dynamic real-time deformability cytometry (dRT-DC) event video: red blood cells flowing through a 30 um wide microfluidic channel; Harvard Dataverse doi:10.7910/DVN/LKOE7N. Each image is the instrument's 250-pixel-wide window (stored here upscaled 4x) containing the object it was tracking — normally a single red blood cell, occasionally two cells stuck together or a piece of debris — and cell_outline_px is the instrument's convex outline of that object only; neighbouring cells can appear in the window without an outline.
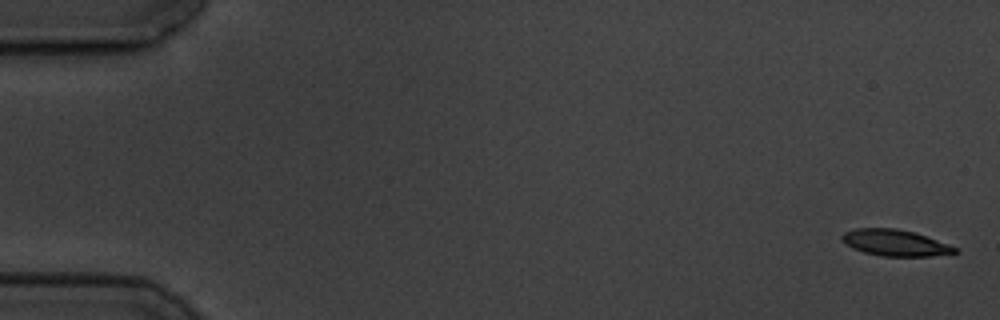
{"species": "common noctule bat (a hibernating species)", "species_latin": "Nyctalus noctula", "temperature_condition": "cold", "stored_images_in_passage": 14, "camera_frame_rate_fps": 3000, "um_per_image_px": 0.085, "animal": {"sex": "male", "body_mass_g": 19.5, "forearm_length_mm": 54.6}, "frame": {"image": 1, "passage_image": 1, "time_ms": 0.0, "image_size_px": [1000, 320], "cell_outline_px": [[960, 252], [932, 256], [880, 256], [864, 252], [852, 248], [840, 240], [840, 236], [844, 232], [856, 228], [896, 228], [916, 232], [956, 248]], "centroid_in_image_um": [76.03, 20.63], "position_along_channel_um": 9.0, "area_um2": 17.34}}
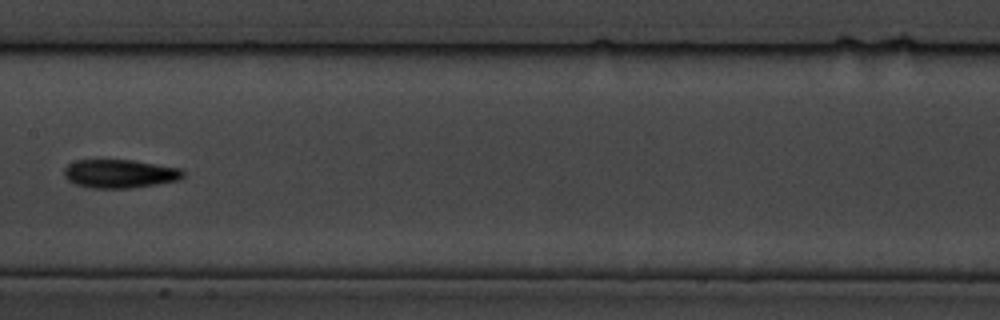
{"frame": {"image": 2, "passage_image": 8, "time_ms": 9.333, "image_size_px": [1000, 320], "cell_outline_px": [[184, 176], [180, 180], [156, 184], [128, 188], [92, 188], [76, 184], [68, 180], [64, 176], [64, 168], [68, 164], [76, 160], [132, 160], [180, 168], [184, 172]], "centroid_in_image_um": [10.18, 14.76], "position_along_channel_um": 197.2, "area_um2": 19.71}}
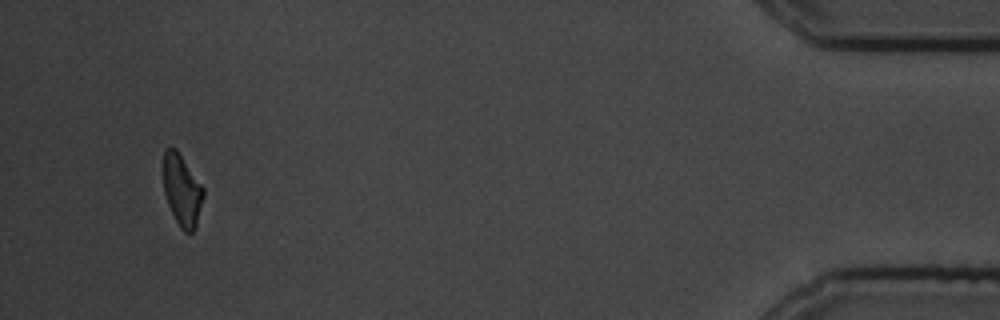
{"frame": {"image": 3, "passage_image": 14, "time_ms": 17.667, "image_size_px": [1000, 320], "cell_outline_px": [[204, 196], [196, 228], [192, 232], [184, 232], [180, 228], [168, 204], [164, 192], [164, 148], [176, 148], [204, 188]], "centroid_in_image_um": [15.49, 16.19], "position_along_channel_um": 419.7, "area_um2": 16.59}, "authors_computed_cell_mechanics": {"area_um2": 18.2937, "velocity_mm_per_s": 3.5373, "shape_relaxation_time_tau1_ms": 3.0351, "shape_relaxation_time_tau2_ms": 7.1584, "deformation_change_tau1": 0.1081, "deformation_change_tau2": 0.1444}}